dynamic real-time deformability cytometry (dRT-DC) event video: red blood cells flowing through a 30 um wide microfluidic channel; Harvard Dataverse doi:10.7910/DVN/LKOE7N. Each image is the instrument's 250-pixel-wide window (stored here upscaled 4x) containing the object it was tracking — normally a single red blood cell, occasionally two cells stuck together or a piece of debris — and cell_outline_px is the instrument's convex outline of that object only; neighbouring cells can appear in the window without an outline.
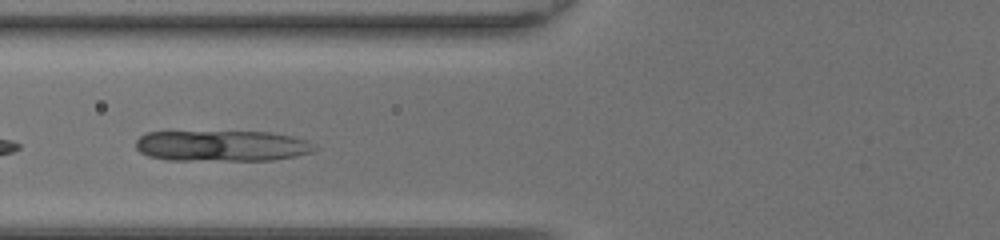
{"species": "common noctule bat (a hibernating species)", "species_latin": "Nyctalus noctula", "temperature_condition": "room temperature", "stored_images_in_passage": 9, "camera_frame_rate_fps": 3000, "um_per_image_px": 0.085, "animal": {"sex": "female", "body_mass_g": 20.0, "forearm_length_mm": 54.0}, "frame": {"image": 1, "passage_image": 7, "time_ms": 2.0, "image_size_px": [1000, 240], "cell_outline_px": [[320, 148], [312, 152], [296, 156], [272, 160], [168, 160], [148, 156], [140, 152], [136, 148], [136, 140], [140, 136], [148, 132], [272, 132], [292, 136], [308, 140]], "centroid_in_image_um": [18.91, 12.4], "position_along_channel_um": 106.9, "area_um2": 32.37}}